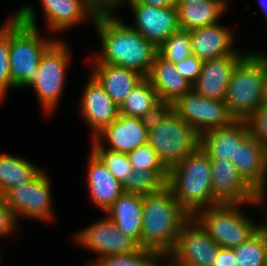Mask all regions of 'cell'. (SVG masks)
<instances>
[{"label": "cell", "mask_w": 267, "mask_h": 266, "mask_svg": "<svg viewBox=\"0 0 267 266\" xmlns=\"http://www.w3.org/2000/svg\"><path fill=\"white\" fill-rule=\"evenodd\" d=\"M128 5L135 20L131 26L156 48L181 29L176 6L156 7L140 3Z\"/></svg>", "instance_id": "4fadbf2b"}, {"label": "cell", "mask_w": 267, "mask_h": 266, "mask_svg": "<svg viewBox=\"0 0 267 266\" xmlns=\"http://www.w3.org/2000/svg\"><path fill=\"white\" fill-rule=\"evenodd\" d=\"M18 221L4 196L0 195V238L16 231Z\"/></svg>", "instance_id": "f35d334b"}, {"label": "cell", "mask_w": 267, "mask_h": 266, "mask_svg": "<svg viewBox=\"0 0 267 266\" xmlns=\"http://www.w3.org/2000/svg\"><path fill=\"white\" fill-rule=\"evenodd\" d=\"M49 178L46 171L41 170L31 181L10 189L4 195L18 223L20 216L46 222L55 218Z\"/></svg>", "instance_id": "9c48e42d"}, {"label": "cell", "mask_w": 267, "mask_h": 266, "mask_svg": "<svg viewBox=\"0 0 267 266\" xmlns=\"http://www.w3.org/2000/svg\"><path fill=\"white\" fill-rule=\"evenodd\" d=\"M160 101L156 90L145 77L127 95L119 107L121 115L141 118L151 107Z\"/></svg>", "instance_id": "4316f807"}, {"label": "cell", "mask_w": 267, "mask_h": 266, "mask_svg": "<svg viewBox=\"0 0 267 266\" xmlns=\"http://www.w3.org/2000/svg\"><path fill=\"white\" fill-rule=\"evenodd\" d=\"M129 0H101V15L115 14L116 8L120 6L121 2H128Z\"/></svg>", "instance_id": "b9f144b4"}, {"label": "cell", "mask_w": 267, "mask_h": 266, "mask_svg": "<svg viewBox=\"0 0 267 266\" xmlns=\"http://www.w3.org/2000/svg\"><path fill=\"white\" fill-rule=\"evenodd\" d=\"M142 209L140 248L167 257L175 248L183 226L192 216L167 185L157 192L142 195Z\"/></svg>", "instance_id": "7a4b0ae2"}, {"label": "cell", "mask_w": 267, "mask_h": 266, "mask_svg": "<svg viewBox=\"0 0 267 266\" xmlns=\"http://www.w3.org/2000/svg\"><path fill=\"white\" fill-rule=\"evenodd\" d=\"M264 102L267 103V55H266V77H265V89H264Z\"/></svg>", "instance_id": "7dc6e473"}, {"label": "cell", "mask_w": 267, "mask_h": 266, "mask_svg": "<svg viewBox=\"0 0 267 266\" xmlns=\"http://www.w3.org/2000/svg\"><path fill=\"white\" fill-rule=\"evenodd\" d=\"M157 54L174 64L192 55L190 31L182 30L171 34L158 48Z\"/></svg>", "instance_id": "4dcf8cb0"}, {"label": "cell", "mask_w": 267, "mask_h": 266, "mask_svg": "<svg viewBox=\"0 0 267 266\" xmlns=\"http://www.w3.org/2000/svg\"><path fill=\"white\" fill-rule=\"evenodd\" d=\"M162 259H164L165 261H166V263L165 262H163L162 264H161V266H179V265H177V264H175L174 262H172L168 257H163Z\"/></svg>", "instance_id": "681fc988"}, {"label": "cell", "mask_w": 267, "mask_h": 266, "mask_svg": "<svg viewBox=\"0 0 267 266\" xmlns=\"http://www.w3.org/2000/svg\"><path fill=\"white\" fill-rule=\"evenodd\" d=\"M46 17V27L53 33L63 32L90 20L92 24L96 14L82 0H40Z\"/></svg>", "instance_id": "d6986e66"}, {"label": "cell", "mask_w": 267, "mask_h": 266, "mask_svg": "<svg viewBox=\"0 0 267 266\" xmlns=\"http://www.w3.org/2000/svg\"><path fill=\"white\" fill-rule=\"evenodd\" d=\"M36 16L31 5L10 16L9 66L15 89L27 87L34 80L42 55L56 40L40 34Z\"/></svg>", "instance_id": "3957f363"}, {"label": "cell", "mask_w": 267, "mask_h": 266, "mask_svg": "<svg viewBox=\"0 0 267 266\" xmlns=\"http://www.w3.org/2000/svg\"><path fill=\"white\" fill-rule=\"evenodd\" d=\"M233 249L220 247L218 256L213 266H236Z\"/></svg>", "instance_id": "60d3db41"}, {"label": "cell", "mask_w": 267, "mask_h": 266, "mask_svg": "<svg viewBox=\"0 0 267 266\" xmlns=\"http://www.w3.org/2000/svg\"><path fill=\"white\" fill-rule=\"evenodd\" d=\"M232 249L236 258V266H267L266 246L260 230Z\"/></svg>", "instance_id": "f1b7e54d"}, {"label": "cell", "mask_w": 267, "mask_h": 266, "mask_svg": "<svg viewBox=\"0 0 267 266\" xmlns=\"http://www.w3.org/2000/svg\"><path fill=\"white\" fill-rule=\"evenodd\" d=\"M211 188L220 203L256 205V191L238 173L231 160L211 159Z\"/></svg>", "instance_id": "5bb4252c"}, {"label": "cell", "mask_w": 267, "mask_h": 266, "mask_svg": "<svg viewBox=\"0 0 267 266\" xmlns=\"http://www.w3.org/2000/svg\"><path fill=\"white\" fill-rule=\"evenodd\" d=\"M203 61L195 55H190L184 58L179 63L175 64L176 70L192 84L198 78L202 70Z\"/></svg>", "instance_id": "ab89813d"}, {"label": "cell", "mask_w": 267, "mask_h": 266, "mask_svg": "<svg viewBox=\"0 0 267 266\" xmlns=\"http://www.w3.org/2000/svg\"><path fill=\"white\" fill-rule=\"evenodd\" d=\"M234 34L219 24L204 26L190 31L192 55L201 61L216 59L228 55H245L234 50Z\"/></svg>", "instance_id": "ac0fdd59"}, {"label": "cell", "mask_w": 267, "mask_h": 266, "mask_svg": "<svg viewBox=\"0 0 267 266\" xmlns=\"http://www.w3.org/2000/svg\"><path fill=\"white\" fill-rule=\"evenodd\" d=\"M266 54L247 53L236 64L225 104L235 120H245L264 103Z\"/></svg>", "instance_id": "5b68a950"}, {"label": "cell", "mask_w": 267, "mask_h": 266, "mask_svg": "<svg viewBox=\"0 0 267 266\" xmlns=\"http://www.w3.org/2000/svg\"><path fill=\"white\" fill-rule=\"evenodd\" d=\"M10 17L0 27V102L5 99L8 89H15L9 66Z\"/></svg>", "instance_id": "836d02e7"}, {"label": "cell", "mask_w": 267, "mask_h": 266, "mask_svg": "<svg viewBox=\"0 0 267 266\" xmlns=\"http://www.w3.org/2000/svg\"><path fill=\"white\" fill-rule=\"evenodd\" d=\"M96 15H101V0H82Z\"/></svg>", "instance_id": "ee69618b"}, {"label": "cell", "mask_w": 267, "mask_h": 266, "mask_svg": "<svg viewBox=\"0 0 267 266\" xmlns=\"http://www.w3.org/2000/svg\"><path fill=\"white\" fill-rule=\"evenodd\" d=\"M261 6V9L264 12V15L267 16V0H258Z\"/></svg>", "instance_id": "bcb514c9"}, {"label": "cell", "mask_w": 267, "mask_h": 266, "mask_svg": "<svg viewBox=\"0 0 267 266\" xmlns=\"http://www.w3.org/2000/svg\"><path fill=\"white\" fill-rule=\"evenodd\" d=\"M70 52L63 40L56 39L42 55L34 80L27 86L35 90L47 116L57 108L61 100L67 67L72 56Z\"/></svg>", "instance_id": "52a82bcc"}, {"label": "cell", "mask_w": 267, "mask_h": 266, "mask_svg": "<svg viewBox=\"0 0 267 266\" xmlns=\"http://www.w3.org/2000/svg\"><path fill=\"white\" fill-rule=\"evenodd\" d=\"M74 235L76 243L99 255L98 259L89 262L88 266H93L106 256L131 254L140 248L132 238L123 234L108 216Z\"/></svg>", "instance_id": "8fae6325"}, {"label": "cell", "mask_w": 267, "mask_h": 266, "mask_svg": "<svg viewBox=\"0 0 267 266\" xmlns=\"http://www.w3.org/2000/svg\"><path fill=\"white\" fill-rule=\"evenodd\" d=\"M105 214L123 234L132 238L140 247L143 222L142 195L123 192Z\"/></svg>", "instance_id": "cb8c5ba5"}, {"label": "cell", "mask_w": 267, "mask_h": 266, "mask_svg": "<svg viewBox=\"0 0 267 266\" xmlns=\"http://www.w3.org/2000/svg\"><path fill=\"white\" fill-rule=\"evenodd\" d=\"M244 55H228L203 62L192 89L208 99L225 100L232 72Z\"/></svg>", "instance_id": "e0dca14e"}, {"label": "cell", "mask_w": 267, "mask_h": 266, "mask_svg": "<svg viewBox=\"0 0 267 266\" xmlns=\"http://www.w3.org/2000/svg\"><path fill=\"white\" fill-rule=\"evenodd\" d=\"M173 110L201 136L202 95L192 89L173 103Z\"/></svg>", "instance_id": "f546056e"}, {"label": "cell", "mask_w": 267, "mask_h": 266, "mask_svg": "<svg viewBox=\"0 0 267 266\" xmlns=\"http://www.w3.org/2000/svg\"><path fill=\"white\" fill-rule=\"evenodd\" d=\"M234 121L235 119L229 113L224 100L203 97L201 135L209 130L228 126Z\"/></svg>", "instance_id": "1f68e13d"}, {"label": "cell", "mask_w": 267, "mask_h": 266, "mask_svg": "<svg viewBox=\"0 0 267 266\" xmlns=\"http://www.w3.org/2000/svg\"><path fill=\"white\" fill-rule=\"evenodd\" d=\"M127 3H140L156 7L176 6V0H129Z\"/></svg>", "instance_id": "7bdbcfd3"}, {"label": "cell", "mask_w": 267, "mask_h": 266, "mask_svg": "<svg viewBox=\"0 0 267 266\" xmlns=\"http://www.w3.org/2000/svg\"><path fill=\"white\" fill-rule=\"evenodd\" d=\"M93 27L102 44L92 55L93 63L123 66L148 76L158 51L138 30L114 14L97 15Z\"/></svg>", "instance_id": "6da1fadb"}, {"label": "cell", "mask_w": 267, "mask_h": 266, "mask_svg": "<svg viewBox=\"0 0 267 266\" xmlns=\"http://www.w3.org/2000/svg\"><path fill=\"white\" fill-rule=\"evenodd\" d=\"M87 169V187L94 204L105 212L122 193V183L107 169L91 151Z\"/></svg>", "instance_id": "44dd1931"}, {"label": "cell", "mask_w": 267, "mask_h": 266, "mask_svg": "<svg viewBox=\"0 0 267 266\" xmlns=\"http://www.w3.org/2000/svg\"><path fill=\"white\" fill-rule=\"evenodd\" d=\"M91 151L122 184L127 176L133 172L128 154L108 149H91Z\"/></svg>", "instance_id": "e575fe53"}, {"label": "cell", "mask_w": 267, "mask_h": 266, "mask_svg": "<svg viewBox=\"0 0 267 266\" xmlns=\"http://www.w3.org/2000/svg\"><path fill=\"white\" fill-rule=\"evenodd\" d=\"M259 230L263 233L267 254V223L259 225Z\"/></svg>", "instance_id": "f6af8a7d"}, {"label": "cell", "mask_w": 267, "mask_h": 266, "mask_svg": "<svg viewBox=\"0 0 267 266\" xmlns=\"http://www.w3.org/2000/svg\"><path fill=\"white\" fill-rule=\"evenodd\" d=\"M91 141L92 149H108L128 154L148 143V132L140 118L120 114Z\"/></svg>", "instance_id": "9a60e30c"}, {"label": "cell", "mask_w": 267, "mask_h": 266, "mask_svg": "<svg viewBox=\"0 0 267 266\" xmlns=\"http://www.w3.org/2000/svg\"><path fill=\"white\" fill-rule=\"evenodd\" d=\"M211 169V159L200 145L169 169L166 185L192 217L202 209L221 204L212 193Z\"/></svg>", "instance_id": "277c9868"}, {"label": "cell", "mask_w": 267, "mask_h": 266, "mask_svg": "<svg viewBox=\"0 0 267 266\" xmlns=\"http://www.w3.org/2000/svg\"><path fill=\"white\" fill-rule=\"evenodd\" d=\"M146 78L156 90L159 99L171 103L192 90V83L176 70L175 64L158 54Z\"/></svg>", "instance_id": "603a6c76"}, {"label": "cell", "mask_w": 267, "mask_h": 266, "mask_svg": "<svg viewBox=\"0 0 267 266\" xmlns=\"http://www.w3.org/2000/svg\"><path fill=\"white\" fill-rule=\"evenodd\" d=\"M148 144L170 169L200 145V136L173 110L156 129L148 132Z\"/></svg>", "instance_id": "ba28073f"}, {"label": "cell", "mask_w": 267, "mask_h": 266, "mask_svg": "<svg viewBox=\"0 0 267 266\" xmlns=\"http://www.w3.org/2000/svg\"><path fill=\"white\" fill-rule=\"evenodd\" d=\"M249 135L245 120H235L228 126L212 129L200 136V147L210 159H235L239 144Z\"/></svg>", "instance_id": "ffe728a7"}, {"label": "cell", "mask_w": 267, "mask_h": 266, "mask_svg": "<svg viewBox=\"0 0 267 266\" xmlns=\"http://www.w3.org/2000/svg\"><path fill=\"white\" fill-rule=\"evenodd\" d=\"M41 170L21 156L0 153V195L31 181Z\"/></svg>", "instance_id": "484cf974"}, {"label": "cell", "mask_w": 267, "mask_h": 266, "mask_svg": "<svg viewBox=\"0 0 267 266\" xmlns=\"http://www.w3.org/2000/svg\"><path fill=\"white\" fill-rule=\"evenodd\" d=\"M220 246L207 230L191 217L178 235L176 246L167 256L179 266H213Z\"/></svg>", "instance_id": "30bf717a"}, {"label": "cell", "mask_w": 267, "mask_h": 266, "mask_svg": "<svg viewBox=\"0 0 267 266\" xmlns=\"http://www.w3.org/2000/svg\"><path fill=\"white\" fill-rule=\"evenodd\" d=\"M173 111V103L160 100L151 107L141 118L142 125L147 132L156 129L160 123Z\"/></svg>", "instance_id": "74e56055"}, {"label": "cell", "mask_w": 267, "mask_h": 266, "mask_svg": "<svg viewBox=\"0 0 267 266\" xmlns=\"http://www.w3.org/2000/svg\"><path fill=\"white\" fill-rule=\"evenodd\" d=\"M169 171H153L143 169L133 171L122 184L124 193L147 195L166 186Z\"/></svg>", "instance_id": "83f0119b"}, {"label": "cell", "mask_w": 267, "mask_h": 266, "mask_svg": "<svg viewBox=\"0 0 267 266\" xmlns=\"http://www.w3.org/2000/svg\"><path fill=\"white\" fill-rule=\"evenodd\" d=\"M128 156L133 171H141L143 169L169 171L157 155L156 151L148 143L137 147L135 150L128 153Z\"/></svg>", "instance_id": "d590c367"}, {"label": "cell", "mask_w": 267, "mask_h": 266, "mask_svg": "<svg viewBox=\"0 0 267 266\" xmlns=\"http://www.w3.org/2000/svg\"><path fill=\"white\" fill-rule=\"evenodd\" d=\"M231 161L238 173L256 191V205L262 206L267 192V147L249 134L239 144L235 159Z\"/></svg>", "instance_id": "7c38bea8"}, {"label": "cell", "mask_w": 267, "mask_h": 266, "mask_svg": "<svg viewBox=\"0 0 267 266\" xmlns=\"http://www.w3.org/2000/svg\"><path fill=\"white\" fill-rule=\"evenodd\" d=\"M203 1H206V0H176V3H187V4H190V3H200V2H203Z\"/></svg>", "instance_id": "c3c4849f"}, {"label": "cell", "mask_w": 267, "mask_h": 266, "mask_svg": "<svg viewBox=\"0 0 267 266\" xmlns=\"http://www.w3.org/2000/svg\"><path fill=\"white\" fill-rule=\"evenodd\" d=\"M162 258L155 251L139 248L131 254L106 256L93 266H160Z\"/></svg>", "instance_id": "d6a6232c"}, {"label": "cell", "mask_w": 267, "mask_h": 266, "mask_svg": "<svg viewBox=\"0 0 267 266\" xmlns=\"http://www.w3.org/2000/svg\"><path fill=\"white\" fill-rule=\"evenodd\" d=\"M90 74L119 107L133 88L145 78L135 70L108 63H93Z\"/></svg>", "instance_id": "7402d4cb"}, {"label": "cell", "mask_w": 267, "mask_h": 266, "mask_svg": "<svg viewBox=\"0 0 267 266\" xmlns=\"http://www.w3.org/2000/svg\"><path fill=\"white\" fill-rule=\"evenodd\" d=\"M88 77L81 97L80 114L92 130L93 139L120 116L119 106L91 75Z\"/></svg>", "instance_id": "2e32d148"}, {"label": "cell", "mask_w": 267, "mask_h": 266, "mask_svg": "<svg viewBox=\"0 0 267 266\" xmlns=\"http://www.w3.org/2000/svg\"><path fill=\"white\" fill-rule=\"evenodd\" d=\"M2 257H3V256H1V251H0V262H1ZM0 265H1V263H0Z\"/></svg>", "instance_id": "f907efd6"}, {"label": "cell", "mask_w": 267, "mask_h": 266, "mask_svg": "<svg viewBox=\"0 0 267 266\" xmlns=\"http://www.w3.org/2000/svg\"><path fill=\"white\" fill-rule=\"evenodd\" d=\"M245 121L249 128V134L267 147V103L264 102Z\"/></svg>", "instance_id": "8d00e7d4"}, {"label": "cell", "mask_w": 267, "mask_h": 266, "mask_svg": "<svg viewBox=\"0 0 267 266\" xmlns=\"http://www.w3.org/2000/svg\"><path fill=\"white\" fill-rule=\"evenodd\" d=\"M228 1L206 0L200 3H176L180 28L192 31L217 24L229 8Z\"/></svg>", "instance_id": "d4e9b609"}, {"label": "cell", "mask_w": 267, "mask_h": 266, "mask_svg": "<svg viewBox=\"0 0 267 266\" xmlns=\"http://www.w3.org/2000/svg\"><path fill=\"white\" fill-rule=\"evenodd\" d=\"M241 205L244 204L221 203L200 210L194 217L220 247L232 249L259 230V225L240 209Z\"/></svg>", "instance_id": "8992f818"}]
</instances>
